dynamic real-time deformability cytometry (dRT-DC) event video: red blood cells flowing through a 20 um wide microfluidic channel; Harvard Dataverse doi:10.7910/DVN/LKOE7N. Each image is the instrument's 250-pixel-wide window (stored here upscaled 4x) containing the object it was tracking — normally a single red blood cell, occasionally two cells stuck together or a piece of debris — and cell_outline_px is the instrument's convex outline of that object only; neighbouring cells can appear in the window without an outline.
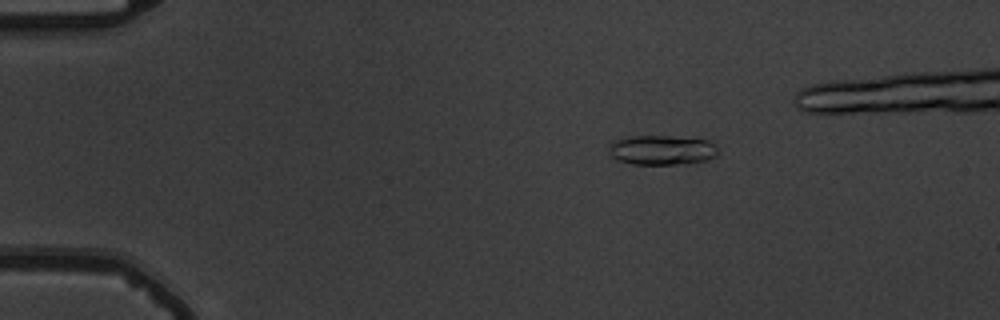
{"species": "common noctule bat (a hibernating species)", "species_latin": "Nyctalus noctula", "temperature_condition": "warm", "stored_images_in_passage": 50, "camera_frame_rate_fps": 3000, "um_per_image_px": 0.085, "animal": {"sex": "male", "body_mass_g": 19.5, "forearm_length_mm": 54.6}, "frame": {"image": 1, "passage_image": 11, "time_ms": 3.333, "image_size_px": [1000, 320], "cell_outline_px": [[720, 152], [716, 156], [708, 160], [688, 164], [632, 164], [616, 160], [608, 152], [608, 144], [612, 140], [632, 136], [672, 136], [708, 140], [716, 144]], "centroid_in_image_um": [56.27, 12.76], "position_along_channel_um": 28.7, "area_um2": 19.36}}
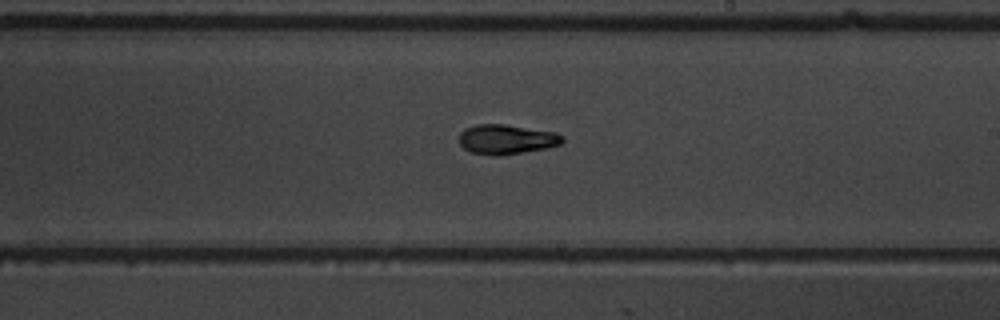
{"frame": {"image": 2, "passage_image": 34, "time_ms": 11.0, "image_size_px": [1000, 320], "cell_outline_px": [[564, 140], [560, 144], [548, 148], [500, 156], [496, 156], [472, 152], [464, 148], [460, 144], [460, 132], [464, 128], [476, 124], [504, 124], [556, 132], [564, 136]], "centroid_in_image_um": [43.07, 11.84], "position_along_channel_um": 245.9, "area_um2": 17.98}}
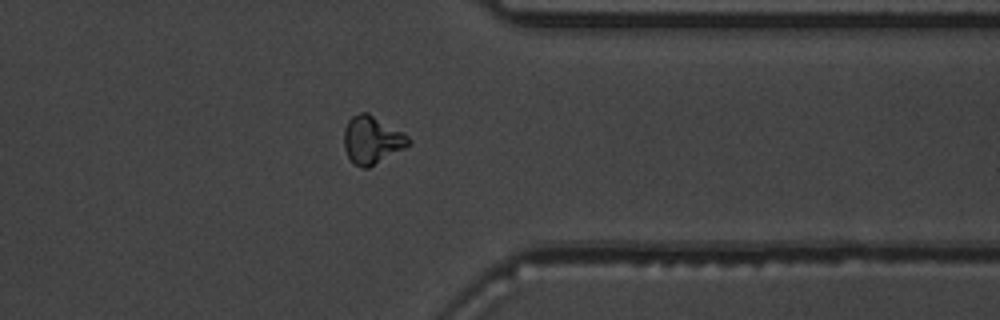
{"frame": {"image": 3, "passage_image": 45, "time_ms": 14.667, "image_size_px": [1000, 320], "cell_outline_px": [[412, 140], [404, 148], [368, 168], [364, 168], [352, 164], [344, 148], [344, 128], [348, 120], [352, 116], [360, 112], [368, 112], [404, 132]], "centroid_in_image_um": [31.6, 11.88], "position_along_channel_um": 379.8, "area_um2": 18.03}}